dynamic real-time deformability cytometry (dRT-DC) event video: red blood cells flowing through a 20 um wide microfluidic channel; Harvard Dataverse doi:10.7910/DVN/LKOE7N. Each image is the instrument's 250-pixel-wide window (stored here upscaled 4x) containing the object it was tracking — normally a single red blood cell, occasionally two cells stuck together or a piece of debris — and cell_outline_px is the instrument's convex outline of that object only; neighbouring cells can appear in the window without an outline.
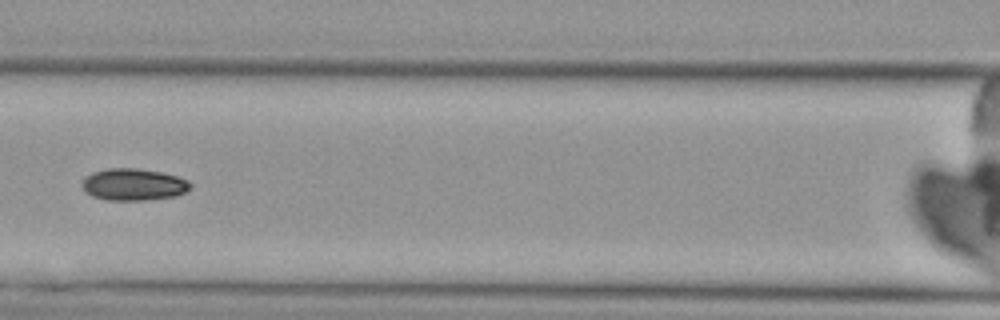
{"species": "Egyptian fruit bat (a non-hibernating species)", "species_latin": "Rousettus aegyptiacus", "temperature_condition": "cold", "stored_images_in_passage": 6, "camera_frame_rate_fps": 3000, "um_per_image_px": 0.085, "animal": {"sex": "female"}, "frame": {"image": 1, "passage_image": 6, "time_ms": 6.667, "image_size_px": [1000, 320], "cell_outline_px": [[192, 184], [184, 192], [176, 196], [144, 200], [108, 200], [92, 196], [84, 192], [84, 176], [92, 172], [108, 168], [136, 168], [160, 172], [180, 176], [188, 180]], "centroid_in_image_um": [11.35, 15.67], "position_along_channel_um": 155.3, "area_um2": 20.11}}